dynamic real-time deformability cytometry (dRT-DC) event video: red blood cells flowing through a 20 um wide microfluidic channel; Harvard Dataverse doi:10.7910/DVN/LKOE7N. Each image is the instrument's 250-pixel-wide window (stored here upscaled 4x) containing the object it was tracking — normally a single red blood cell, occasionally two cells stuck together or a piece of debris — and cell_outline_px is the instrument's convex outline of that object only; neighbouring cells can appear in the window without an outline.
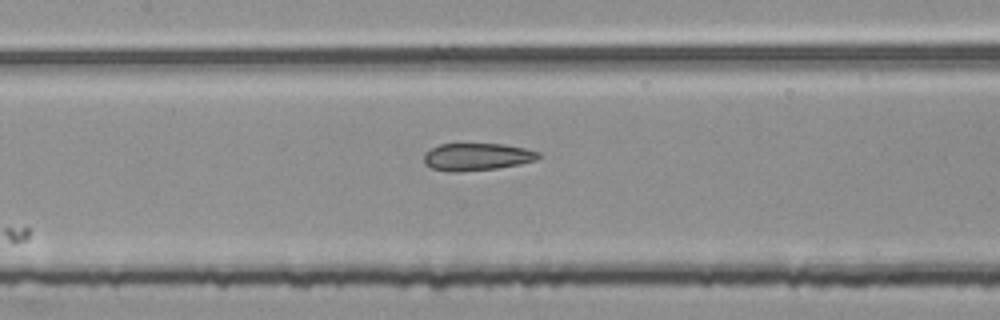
{"species": "common noctule bat (a hibernating species)", "species_latin": "Nyctalus noctula", "temperature_condition": "room temperature", "stored_images_in_passage": 5, "segment_of_instrument_passage": [2, 2], "camera_frame_rate_fps": 3000, "um_per_image_px": 0.085, "animal": {"sex": "female", "body_mass_g": 25.1}, "frame": {"image": 1, "passage_image": 5, "time_ms": 1.333, "image_size_px": [1000, 320], "cell_outline_px": [[540, 156], [536, 160], [520, 164], [496, 168], [456, 172], [448, 172], [432, 168], [424, 164], [424, 156], [432, 148], [440, 144], [504, 144], [524, 148], [540, 152]], "centroid_in_image_um": [40.54, 13.33], "position_along_channel_um": 166.9, "area_um2": 18.15}}